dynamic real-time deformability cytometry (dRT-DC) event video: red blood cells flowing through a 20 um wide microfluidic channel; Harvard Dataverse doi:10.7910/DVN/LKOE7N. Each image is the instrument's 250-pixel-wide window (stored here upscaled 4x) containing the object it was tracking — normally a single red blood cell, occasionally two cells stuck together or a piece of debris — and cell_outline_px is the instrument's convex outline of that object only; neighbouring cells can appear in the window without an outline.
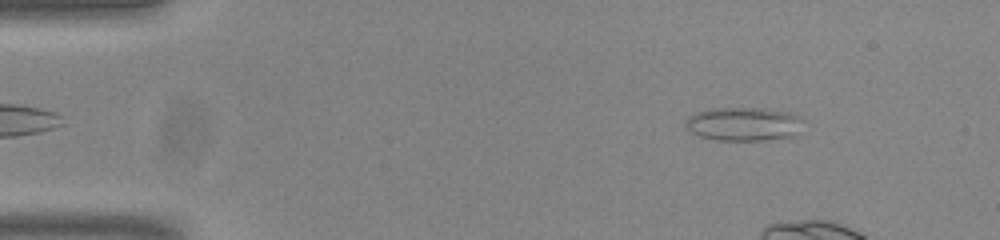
{"species": "common noctule bat (a hibernating species)", "species_latin": "Nyctalus noctula", "temperature_condition": "room temperature", "stored_images_in_passage": 14, "camera_frame_rate_fps": 3000, "um_per_image_px": 0.085, "animal": {"sex": "male", "body_mass_g": 20.0, "forearm_length_mm": 53.3}, "frame": {"image": 1, "passage_image": 7, "time_ms": 2.0, "image_size_px": [1000, 240], "cell_outline_px": [[804, 120], [796, 136], [764, 140], [716, 140], [700, 136], [692, 132], [684, 124], [688, 116], [696, 112], [712, 108], [764, 108], [788, 112]], "centroid_in_image_um": [63.21, 10.54], "position_along_channel_um": 21.8, "area_um2": 23.12}}